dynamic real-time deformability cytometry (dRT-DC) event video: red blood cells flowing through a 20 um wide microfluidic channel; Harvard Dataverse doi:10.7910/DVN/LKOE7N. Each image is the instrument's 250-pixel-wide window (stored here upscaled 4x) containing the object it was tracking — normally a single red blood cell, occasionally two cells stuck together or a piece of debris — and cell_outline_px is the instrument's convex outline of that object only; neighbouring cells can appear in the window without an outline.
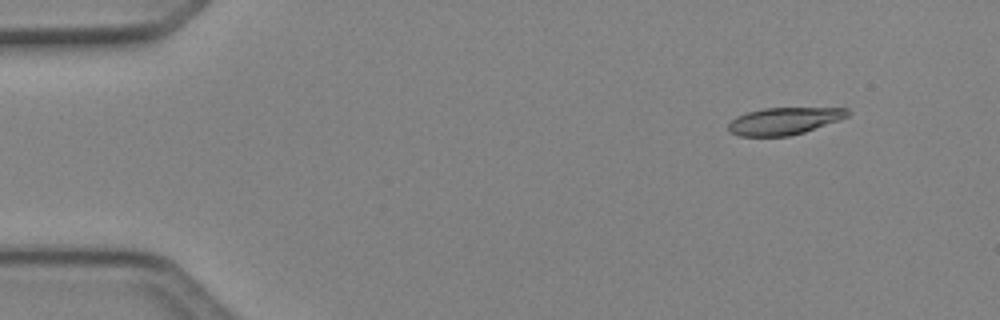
{"species": "Egyptian fruit bat (a non-hibernating species)", "species_latin": "Rousettus aegyptiacus", "temperature_condition": "cold", "stored_images_in_passage": 6, "camera_frame_rate_fps": 3000, "um_per_image_px": 0.085, "animal": {"sex": "female"}, "frame": {"image": 1, "passage_image": 2, "time_ms": 0.333, "image_size_px": [1000, 320], "cell_outline_px": [[848, 116], [804, 132], [788, 136], [740, 136], [732, 132], [728, 128], [728, 124], [736, 116], [748, 112], [764, 108], [848, 108]], "centroid_in_image_um": [66.62, 10.28], "position_along_channel_um": 18.4, "area_um2": 18.5}}
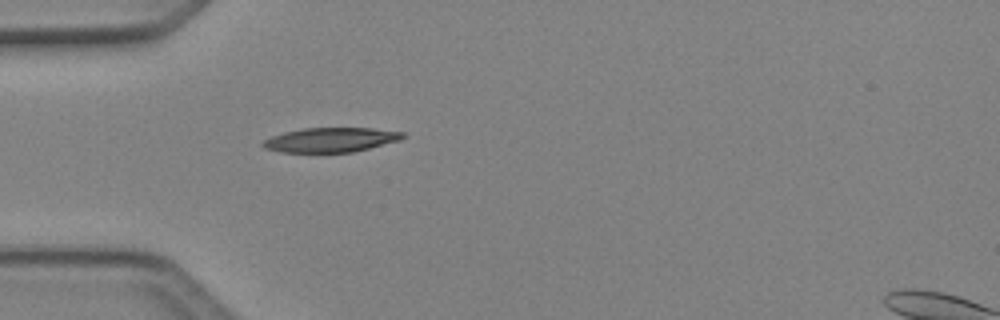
{"frame": {"image": 2, "passage_image": 5, "time_ms": 1.333, "image_size_px": [1000, 320], "cell_outline_px": [[404, 136], [400, 140], [352, 152], [280, 152], [264, 148], [260, 144], [264, 140], [272, 136], [284, 132], [304, 128], [372, 128], [404, 132]], "centroid_in_image_um": [28.08, 11.88], "position_along_channel_um": 56.9, "area_um2": 19.83}}